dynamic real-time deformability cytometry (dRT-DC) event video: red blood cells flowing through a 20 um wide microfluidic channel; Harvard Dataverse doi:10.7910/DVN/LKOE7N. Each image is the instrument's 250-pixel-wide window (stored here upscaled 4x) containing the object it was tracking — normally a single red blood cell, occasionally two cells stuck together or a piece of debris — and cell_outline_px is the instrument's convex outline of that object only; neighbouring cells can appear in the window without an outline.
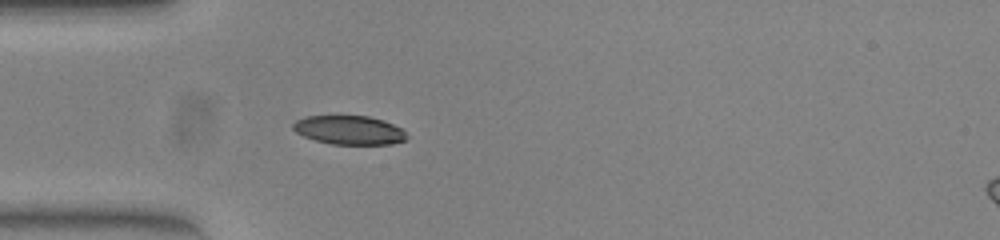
{"species": "common noctule bat (a hibernating species)", "species_latin": "Nyctalus noctula", "temperature_condition": "warm", "stored_images_in_passage": 38, "camera_frame_rate_fps": 3000, "um_per_image_px": 0.085, "animal": {"sex": "female", "body_mass_g": 23.0, "forearm_length_mm": 53.4}, "frame": {"image": 1, "passage_image": 1, "time_ms": 0.0, "image_size_px": [1000, 240], "cell_outline_px": [[408, 136], [404, 140], [392, 144], [332, 144], [316, 140], [304, 136], [296, 132], [292, 128], [292, 124], [296, 120], [308, 116], [368, 116], [384, 120], [400, 128]], "centroid_in_image_um": [29.67, 11.05], "position_along_channel_um": 55.3, "area_um2": 18.96}}
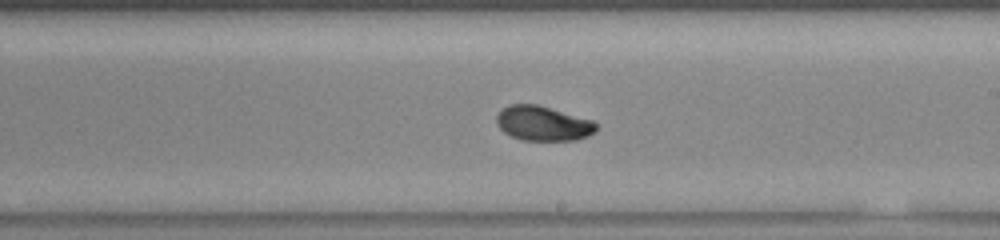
{"frame": {"image": 2, "passage_image": 16, "time_ms": 5.0, "image_size_px": [1000, 240], "cell_outline_px": [[600, 124], [596, 132], [588, 136], [576, 140], [520, 140], [504, 132], [496, 124], [496, 116], [504, 108], [512, 104], [536, 104], [592, 120]], "centroid_in_image_um": [46.19, 10.5], "position_along_channel_um": 242.8, "area_um2": 20.17}}
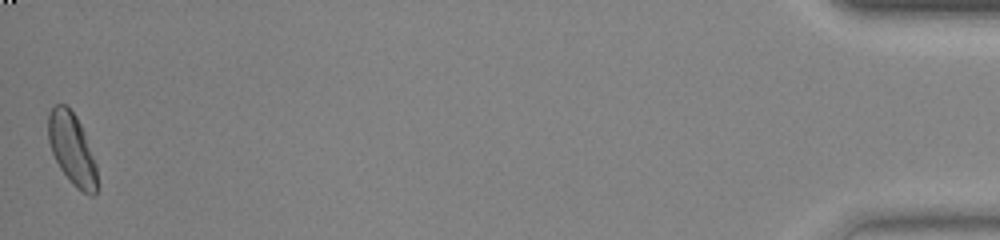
{"frame": {"image": 3, "passage_image": 38, "time_ms": 12.333, "image_size_px": [1000, 240], "cell_outline_px": [[96, 192], [92, 196], [88, 196], [76, 188], [72, 184], [60, 168], [52, 152], [48, 140], [48, 112], [56, 104], [64, 104], [76, 116], [84, 132], [96, 164]], "centroid_in_image_um": [6.11, 12.67], "position_along_channel_um": 429.1, "area_um2": 20.23}, "authors_computed_cell_mechanics": {"area_um2": 20.2011, "velocity_mm_per_s": 3.8721, "shape_relaxation_time_tau1_ms": 3.3468, "shape_relaxation_time_tau2_ms": 1.7663, "deformation_change_tau1": 0.1334, "deformation_change_tau2": 0.0433}}